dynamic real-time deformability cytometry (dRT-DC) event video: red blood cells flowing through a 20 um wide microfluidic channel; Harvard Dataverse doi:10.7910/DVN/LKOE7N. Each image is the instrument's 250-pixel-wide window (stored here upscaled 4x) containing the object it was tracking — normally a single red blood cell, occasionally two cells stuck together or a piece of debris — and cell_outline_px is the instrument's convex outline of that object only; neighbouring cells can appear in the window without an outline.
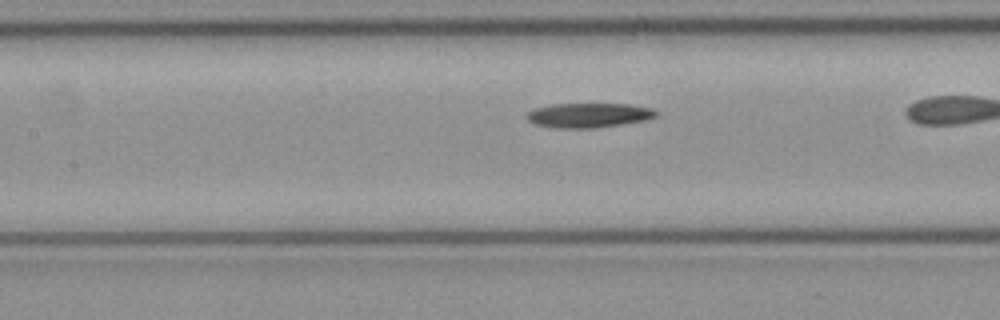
{"species": "common noctule bat (a hibernating species)", "species_latin": "Nyctalus noctula", "temperature_condition": "cold", "stored_images_in_passage": 29, "camera_frame_rate_fps": 3000, "um_per_image_px": 0.085, "animal": {"sex": "female", "body_mass_g": 21.9}, "frame": {"image": 1, "passage_image": 13, "time_ms": 4.0, "image_size_px": [1000, 320], "cell_outline_px": [[660, 116], [644, 120], [620, 124], [592, 128], [556, 128], [536, 124], [528, 120], [524, 116], [528, 112], [536, 108], [552, 104], [628, 104], [652, 108], [660, 112]], "centroid_in_image_um": [50.07, 9.79], "position_along_channel_um": 157.3, "area_um2": 18.5}}
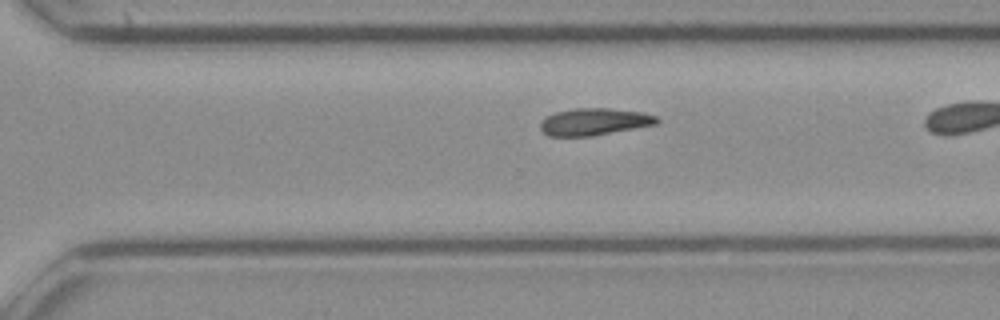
{"frame": {"image": 2, "passage_image": 25, "time_ms": 8.0, "image_size_px": [1000, 320], "cell_outline_px": [[660, 120], [656, 124], [592, 136], [548, 136], [540, 128], [540, 124], [548, 116], [556, 112], [576, 108], [608, 108], [640, 112], [656, 116]], "centroid_in_image_um": [50.51, 10.35], "position_along_channel_um": 320.1, "area_um2": 18.09}}